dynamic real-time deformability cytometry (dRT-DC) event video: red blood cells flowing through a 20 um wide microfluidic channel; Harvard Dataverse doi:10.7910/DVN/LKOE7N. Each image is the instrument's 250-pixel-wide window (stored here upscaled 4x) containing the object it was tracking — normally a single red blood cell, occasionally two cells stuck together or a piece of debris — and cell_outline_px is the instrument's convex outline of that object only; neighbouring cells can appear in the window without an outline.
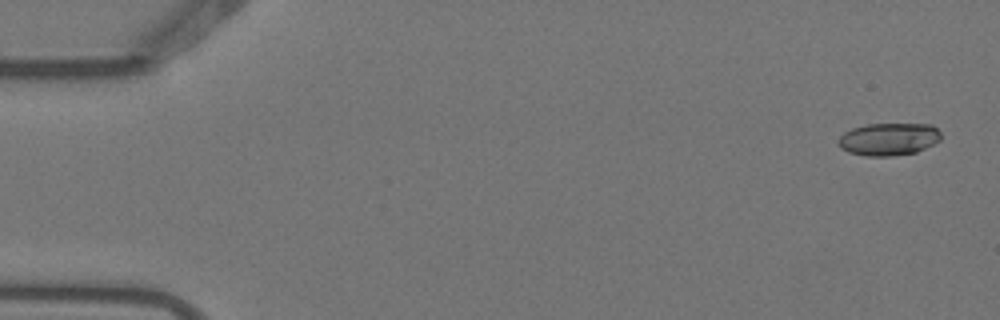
{"species": "Egyptian fruit bat (a non-hibernating species)", "species_latin": "Rousettus aegyptiacus", "temperature_condition": "warm", "stored_images_in_passage": 6, "segment_of_instrument_passage": [1, 2], "camera_frame_rate_fps": 3000, "um_per_image_px": 0.085, "animal": {"sex": "female"}, "frame": {"image": 1, "passage_image": 1, "time_ms": 0.0, "image_size_px": [1000, 320], "cell_outline_px": [[940, 140], [916, 152], [892, 156], [868, 156], [848, 152], [840, 148], [840, 136], [844, 132], [852, 128], [868, 124], [932, 124], [940, 132]], "centroid_in_image_um": [75.54, 11.82], "position_along_channel_um": 9.5, "area_um2": 19.31}}
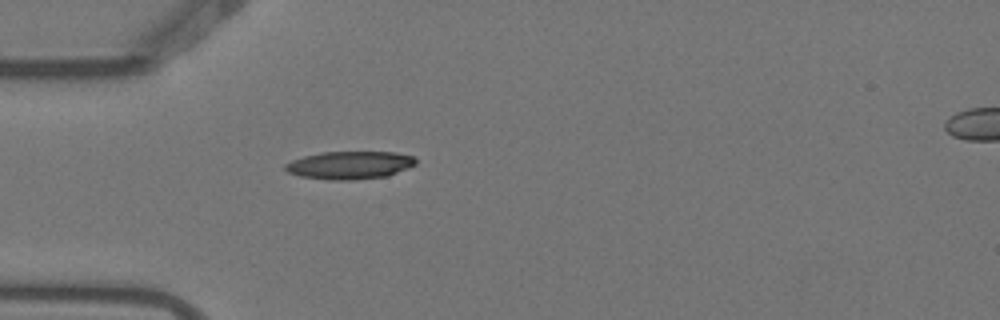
{"frame": {"image": 2, "passage_image": 5, "time_ms": 1.333, "image_size_px": [1000, 320], "cell_outline_px": [[416, 164], [388, 176], [352, 180], [332, 180], [300, 176], [288, 172], [284, 168], [284, 164], [292, 160], [304, 156], [320, 152], [396, 152], [412, 156], [416, 160]], "centroid_in_image_um": [29.71, 14.03], "position_along_channel_um": 55.3, "area_um2": 21.15}}